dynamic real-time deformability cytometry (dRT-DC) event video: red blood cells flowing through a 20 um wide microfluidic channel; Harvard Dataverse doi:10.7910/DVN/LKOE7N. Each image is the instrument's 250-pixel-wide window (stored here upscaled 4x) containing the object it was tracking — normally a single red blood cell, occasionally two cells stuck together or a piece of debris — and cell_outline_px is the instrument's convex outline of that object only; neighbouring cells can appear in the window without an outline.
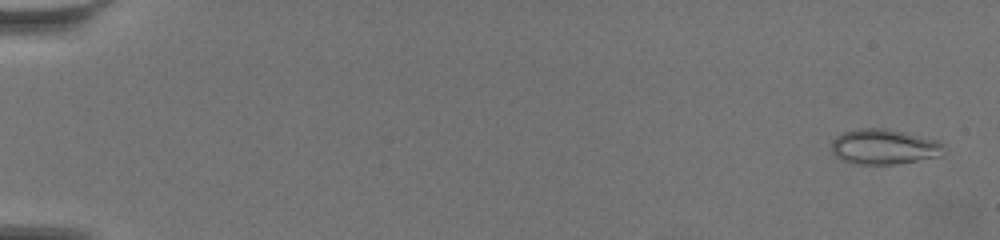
{"species": "common noctule bat (a hibernating species)", "species_latin": "Nyctalus noctula", "temperature_condition": "warm", "stored_images_in_passage": 13, "camera_frame_rate_fps": 3000, "um_per_image_px": 0.085, "animal": {"sex": "female", "body_mass_g": 19.5, "forearm_length_mm": 54.1}, "frame": {"image": 1, "passage_image": 3, "time_ms": 0.667, "image_size_px": [1000, 240], "cell_outline_px": [[944, 144], [940, 156], [896, 164], [856, 164], [840, 160], [832, 152], [832, 140], [836, 136], [844, 132], [860, 128], [884, 128], [904, 132], [940, 140]], "centroid_in_image_um": [75.13, 12.47], "position_along_channel_um": 9.9, "area_um2": 23.12}}